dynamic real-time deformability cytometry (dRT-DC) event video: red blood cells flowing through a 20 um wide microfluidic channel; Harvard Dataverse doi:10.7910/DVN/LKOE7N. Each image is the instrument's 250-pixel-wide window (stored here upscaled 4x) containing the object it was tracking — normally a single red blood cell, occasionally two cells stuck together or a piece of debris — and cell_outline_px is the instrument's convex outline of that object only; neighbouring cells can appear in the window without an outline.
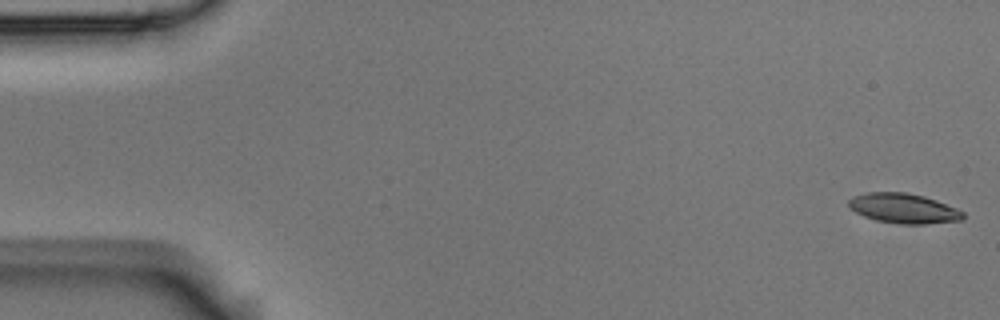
{"species": "Egyptian fruit bat (a non-hibernating species)", "species_latin": "Rousettus aegyptiacus", "temperature_condition": "room temperature", "stored_images_in_passage": 6, "camera_frame_rate_fps": 3000, "um_per_image_px": 0.085, "animal": {"sex": "male"}, "frame": {"image": 1, "passage_image": 1, "time_ms": 0.0, "image_size_px": [1000, 320], "cell_outline_px": [[964, 220], [924, 224], [900, 224], [876, 220], [864, 216], [848, 208], [848, 200], [856, 196], [868, 192], [908, 192], [924, 196], [936, 200], [956, 208], [964, 212]], "centroid_in_image_um": [76.82, 17.71], "position_along_channel_um": 8.2, "area_um2": 19.94}}
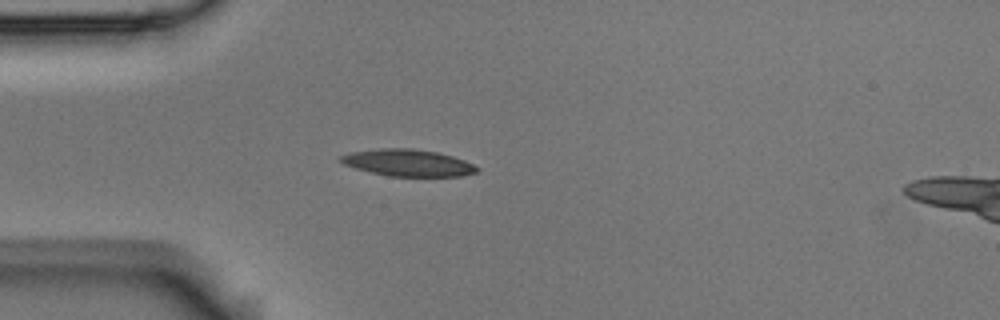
{"frame": {"image": 2, "passage_image": 5, "time_ms": 1.333, "image_size_px": [1000, 320], "cell_outline_px": [[480, 168], [476, 172], [460, 176], [388, 176], [356, 168], [344, 164], [336, 160], [340, 156], [348, 152], [376, 148], [412, 148], [436, 152], [452, 156], [464, 160]], "centroid_in_image_um": [34.62, 13.82], "position_along_channel_um": 50.4, "area_um2": 21.33}}